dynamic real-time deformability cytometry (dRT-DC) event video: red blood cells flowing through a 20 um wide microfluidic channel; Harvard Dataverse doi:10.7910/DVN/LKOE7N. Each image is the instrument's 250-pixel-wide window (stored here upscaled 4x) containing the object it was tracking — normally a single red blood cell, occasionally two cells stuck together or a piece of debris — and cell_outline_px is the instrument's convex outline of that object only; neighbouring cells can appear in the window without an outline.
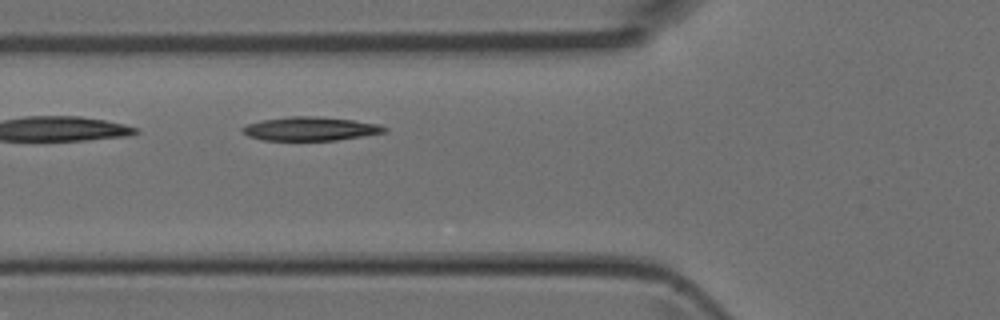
{"species": "Egyptian fruit bat (a non-hibernating species)", "species_latin": "Rousettus aegyptiacus", "temperature_condition": "room temperature", "stored_images_in_passage": 3, "camera_frame_rate_fps": 3000, "um_per_image_px": 0.085, "animal": {"sex": "female"}, "frame": {"image": 1, "passage_image": 3, "time_ms": 0.667, "image_size_px": [1000, 320], "cell_outline_px": [[388, 132], [336, 140], [260, 140], [248, 136], [240, 128], [244, 124], [260, 120], [292, 116], [316, 116], [352, 120], [380, 124], [388, 128]], "centroid_in_image_um": [26.36, 10.94], "position_along_channel_um": 99.4, "area_um2": 19.77}}